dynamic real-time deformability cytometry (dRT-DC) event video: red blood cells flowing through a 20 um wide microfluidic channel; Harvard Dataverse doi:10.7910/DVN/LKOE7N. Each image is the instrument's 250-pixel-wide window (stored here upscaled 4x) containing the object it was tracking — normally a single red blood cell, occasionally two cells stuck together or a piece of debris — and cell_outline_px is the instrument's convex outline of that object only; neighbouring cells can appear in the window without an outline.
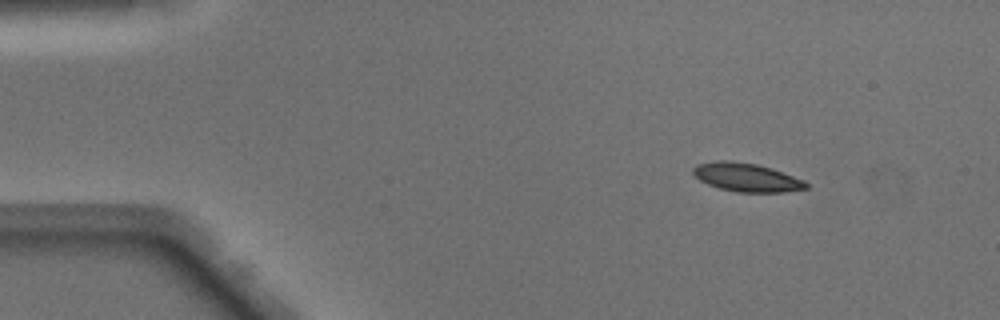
{"species": "Egyptian fruit bat (a non-hibernating species)", "species_latin": "Rousettus aegyptiacus", "temperature_condition": "warm", "stored_images_in_passage": 45, "camera_frame_rate_fps": 3000, "um_per_image_px": 0.085, "animal": {"sex": "male"}, "frame": {"image": 1, "passage_image": 1, "time_ms": 0.0, "image_size_px": [1000, 320], "cell_outline_px": [[808, 188], [784, 192], [736, 192], [720, 188], [708, 184], [700, 180], [692, 172], [692, 168], [696, 164], [716, 160], [732, 160], [756, 164], [772, 168], [804, 180], [808, 184]], "centroid_in_image_um": [63.44, 15.06], "position_along_channel_um": 21.6, "area_um2": 18.84}}
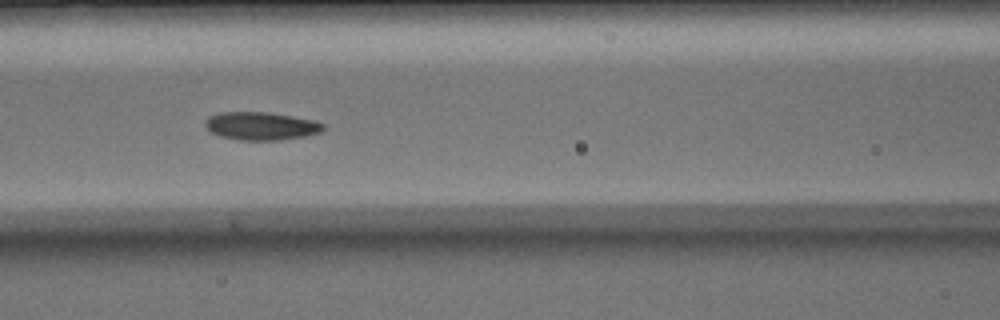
{"frame": {"image": 2, "passage_image": 16, "time_ms": 5.0, "image_size_px": [1000, 320], "cell_outline_px": [[324, 128], [320, 132], [304, 136], [280, 140], [240, 140], [220, 136], [212, 132], [204, 124], [204, 120], [208, 116], [220, 112], [264, 112], [292, 116], [316, 120], [324, 124]], "centroid_in_image_um": [22.18, 10.7], "position_along_channel_um": 144.4, "area_um2": 19.25}}
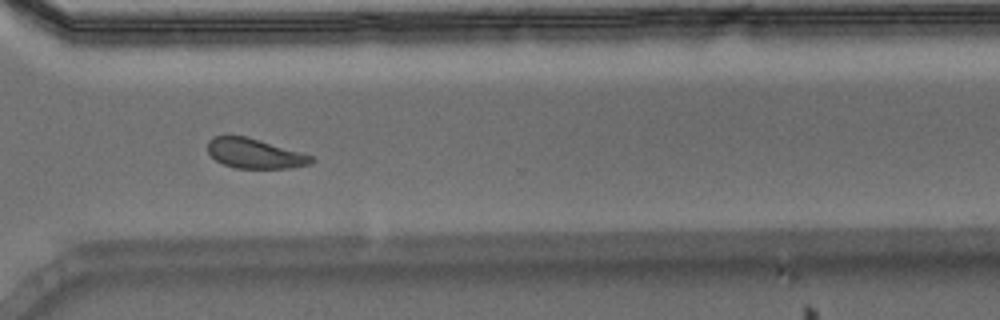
{"frame": {"image": 3, "passage_image": 31, "time_ms": 10.0, "image_size_px": [1000, 320], "cell_outline_px": [[316, 160], [312, 164], [288, 168], [236, 168], [224, 164], [216, 160], [208, 152], [208, 140], [212, 136], [244, 136], [312, 156]], "centroid_in_image_um": [21.63, 13.06], "position_along_channel_um": 349.0, "area_um2": 17.63}, "authors_computed_cell_mechanics": {"area_um2": 18.8428, "velocity_mm_per_s": 4.0976, "shape_relaxation_time_tau1_ms": 3.3563, "shape_relaxation_time_tau2_ms": 4.4048, "deformation_change_tau1": 0.1182, "deformation_change_tau2": 0.1094}}